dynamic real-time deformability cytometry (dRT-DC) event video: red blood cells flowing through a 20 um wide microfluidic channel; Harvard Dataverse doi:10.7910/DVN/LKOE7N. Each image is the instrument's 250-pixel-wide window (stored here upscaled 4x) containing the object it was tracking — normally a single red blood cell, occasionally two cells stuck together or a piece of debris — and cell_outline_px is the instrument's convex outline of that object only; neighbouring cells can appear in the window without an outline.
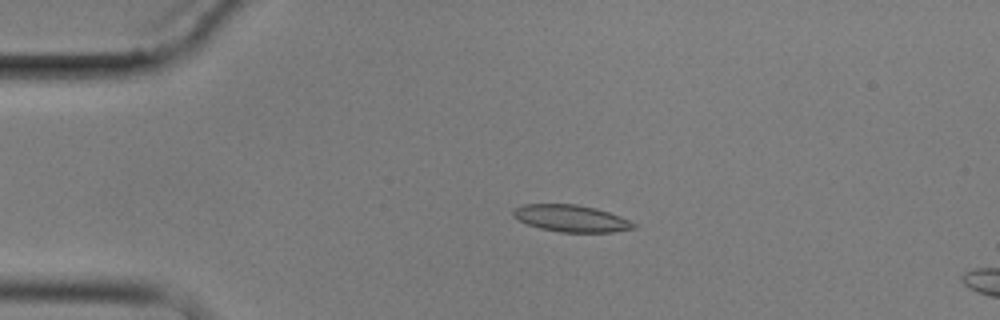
{"species": "common noctule bat (a hibernating species)", "species_latin": "Nyctalus noctula", "temperature_condition": "cold", "stored_images_in_passage": 5, "camera_frame_rate_fps": 3000, "um_per_image_px": 0.085, "animal": {"sex": "male", "body_mass_g": 17.9}, "frame": {"image": 1, "passage_image": 4, "time_ms": 3.667, "image_size_px": [1000, 320], "cell_outline_px": [[636, 228], [612, 232], [560, 232], [540, 228], [528, 224], [512, 216], [512, 212], [516, 208], [524, 204], [576, 204], [596, 208], [620, 216], [636, 224]], "centroid_in_image_um": [48.55, 18.56], "position_along_channel_um": 36.4, "area_um2": 18.73}}